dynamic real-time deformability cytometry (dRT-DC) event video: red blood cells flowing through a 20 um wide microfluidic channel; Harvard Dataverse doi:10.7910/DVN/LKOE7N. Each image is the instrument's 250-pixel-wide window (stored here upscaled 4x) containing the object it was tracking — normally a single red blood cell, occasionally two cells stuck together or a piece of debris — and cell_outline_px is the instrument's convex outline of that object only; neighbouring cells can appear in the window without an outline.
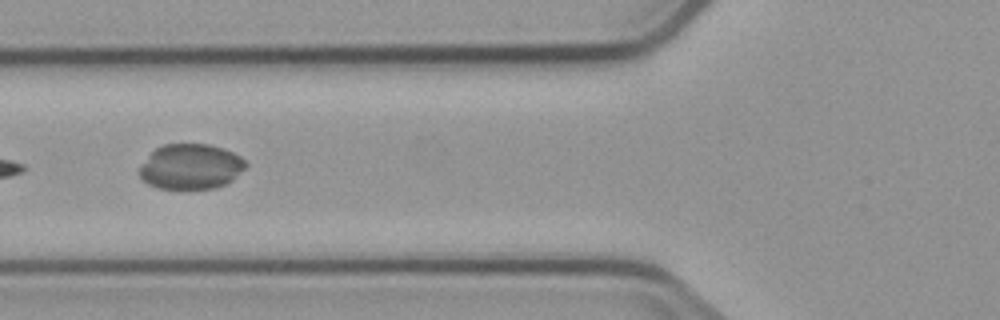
{"species": "common noctule bat (a hibernating species)", "species_latin": "Nyctalus noctula", "temperature_condition": "cold", "stored_images_in_passage": 7, "camera_frame_rate_fps": 3000, "um_per_image_px": 0.085, "animal": {"sex": "male", "body_mass_g": 23.1, "forearm_length_mm": 52.7}, "frame": {"image": 1, "passage_image": 6, "time_ms": 6.0, "image_size_px": [1000, 320], "cell_outline_px": [[248, 164], [232, 180], [216, 188], [188, 192], [184, 192], [156, 188], [148, 184], [140, 176], [140, 168], [152, 152], [156, 148], [164, 144], [208, 144], [224, 148], [240, 156]], "centroid_in_image_um": [16.22, 14.22], "position_along_channel_um": 109.6, "area_um2": 28.61}}
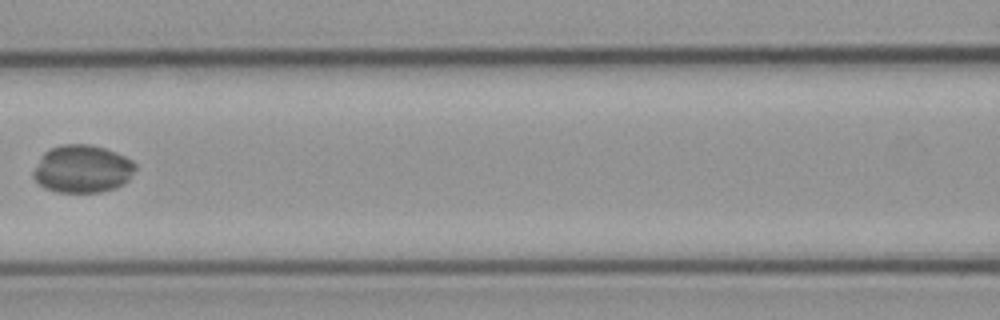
{"frame": {"image": 2, "passage_image": 7, "time_ms": 7.333, "image_size_px": [1000, 320], "cell_outline_px": [[136, 168], [128, 180], [124, 184], [116, 188], [100, 192], [56, 192], [44, 188], [32, 176], [32, 172], [40, 156], [44, 152], [52, 148], [64, 144], [88, 144], [104, 148], [124, 156], [132, 160], [136, 164]], "centroid_in_image_um": [6.99, 14.37], "position_along_channel_um": 159.6, "area_um2": 28.44}}